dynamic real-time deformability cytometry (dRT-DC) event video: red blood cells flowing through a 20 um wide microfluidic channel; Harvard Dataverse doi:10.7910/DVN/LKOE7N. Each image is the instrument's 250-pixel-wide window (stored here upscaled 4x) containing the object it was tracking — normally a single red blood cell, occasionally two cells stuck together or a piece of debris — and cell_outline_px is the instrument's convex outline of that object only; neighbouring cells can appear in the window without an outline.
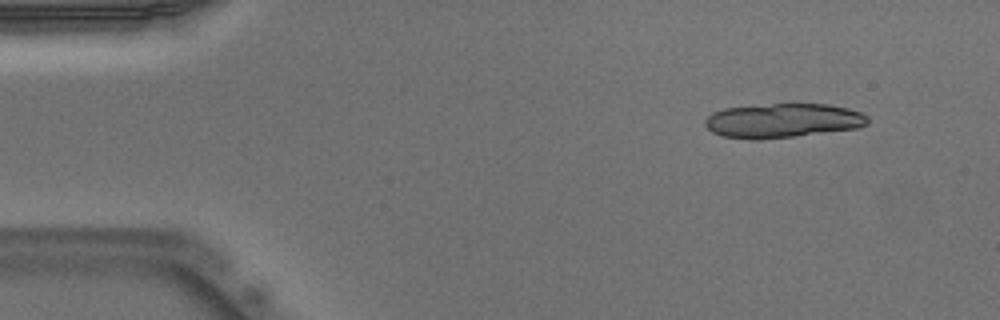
{"species": "Egyptian fruit bat (a non-hibernating species)", "species_latin": "Rousettus aegyptiacus", "temperature_condition": "warm", "stored_images_in_passage": 27, "segment_of_instrument_passage": [1, 2], "camera_frame_rate_fps": 3000, "um_per_image_px": 0.085, "animal": {"sex": "male"}, "frame": {"image": 1, "passage_image": 1, "time_ms": 0.0, "image_size_px": [1000, 320], "cell_outline_px": [[868, 124], [856, 128], [760, 140], [752, 140], [724, 136], [712, 132], [704, 124], [704, 120], [712, 112], [724, 108], [792, 100], [828, 104], [848, 108], [860, 112], [868, 116]], "centroid_in_image_um": [66.52, 10.19], "position_along_channel_um": 18.5, "area_um2": 33.58}}